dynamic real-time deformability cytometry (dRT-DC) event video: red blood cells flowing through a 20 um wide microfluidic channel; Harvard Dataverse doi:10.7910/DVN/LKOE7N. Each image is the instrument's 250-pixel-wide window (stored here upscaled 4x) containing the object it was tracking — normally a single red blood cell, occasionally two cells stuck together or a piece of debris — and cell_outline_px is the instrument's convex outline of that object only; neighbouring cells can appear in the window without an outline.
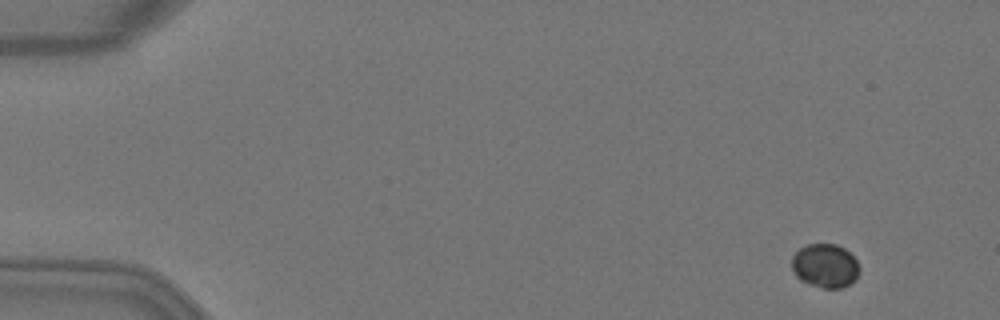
{"species": "Egyptian fruit bat (a non-hibernating species)", "species_latin": "Rousettus aegyptiacus", "temperature_condition": "warm", "stored_images_in_passage": 5, "camera_frame_rate_fps": 3000, "um_per_image_px": 0.085, "animal": {"sex": "female"}, "frame": {"image": 1, "passage_image": 2, "time_ms": 0.333, "image_size_px": [1000, 320], "cell_outline_px": [[860, 272], [856, 280], [844, 288], [824, 288], [800, 280], [796, 276], [792, 268], [792, 256], [800, 248], [808, 244], [836, 244], [844, 248], [856, 260], [860, 268]], "centroid_in_image_um": [70.16, 22.6], "position_along_channel_um": 14.8, "area_um2": 17.34}}